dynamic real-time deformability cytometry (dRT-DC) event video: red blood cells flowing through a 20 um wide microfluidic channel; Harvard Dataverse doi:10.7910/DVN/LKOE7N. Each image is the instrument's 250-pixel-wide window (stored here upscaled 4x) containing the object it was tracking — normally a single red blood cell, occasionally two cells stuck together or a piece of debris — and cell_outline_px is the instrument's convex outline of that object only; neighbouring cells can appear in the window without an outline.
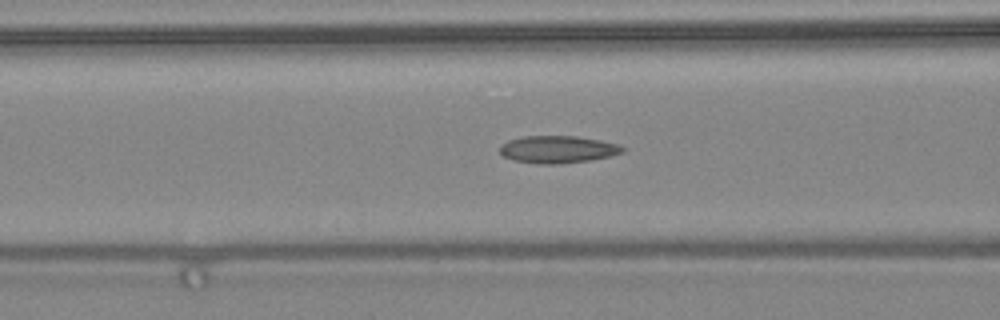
{"species": "common noctule bat (a hibernating species)", "species_latin": "Nyctalus noctula", "temperature_condition": "warm", "stored_images_in_passage": 46, "camera_frame_rate_fps": 3000, "um_per_image_px": 0.085, "animal": {"sex": "female", "body_mass_g": 24.6, "forearm_length_mm": 56.2}, "frame": {"image": 1, "passage_image": 18, "time_ms": 5.667, "image_size_px": [1000, 320], "cell_outline_px": [[628, 148], [624, 152], [612, 156], [592, 160], [560, 164], [536, 164], [512, 160], [504, 156], [500, 152], [500, 148], [508, 140], [524, 136], [576, 136], [600, 140], [620, 144]], "centroid_in_image_um": [47.48, 12.71], "position_along_channel_um": 119.1, "area_um2": 19.83}}
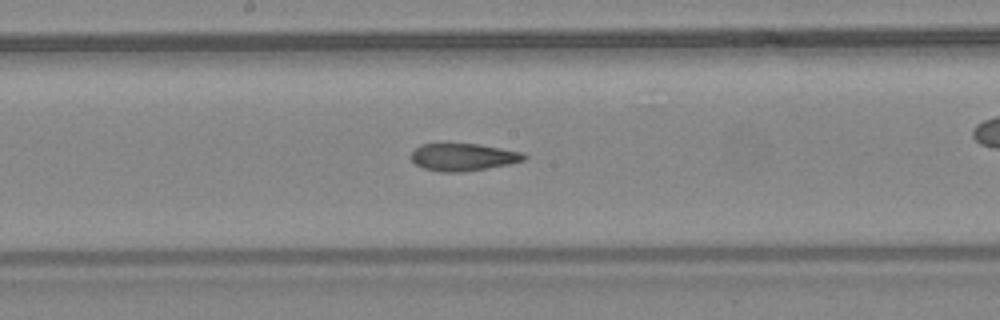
{"frame": {"image": 2, "passage_image": 24, "time_ms": 7.667, "image_size_px": [1000, 320], "cell_outline_px": [[528, 156], [524, 160], [508, 164], [460, 172], [440, 172], [424, 168], [416, 164], [412, 160], [412, 152], [420, 144], [480, 144], [524, 152]], "centroid_in_image_um": [39.39, 13.34], "position_along_channel_um": 208.8, "area_um2": 17.86}}
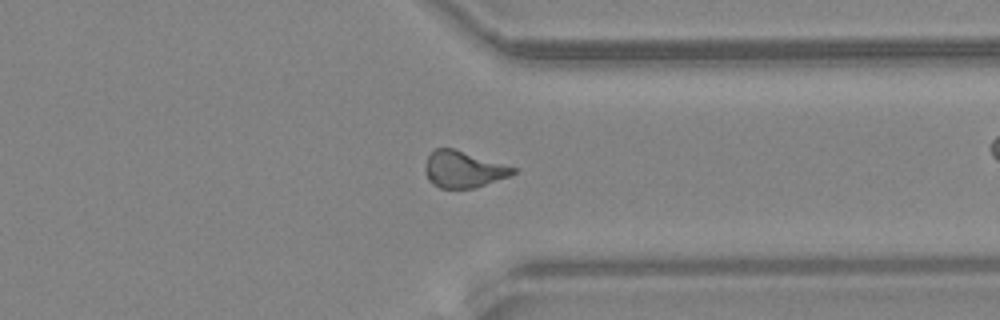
{"frame": {"image": 3, "passage_image": 35, "time_ms": 11.333, "image_size_px": [1000, 320], "cell_outline_px": [[520, 168], [516, 172], [508, 176], [476, 188], [440, 188], [432, 184], [428, 180], [424, 168], [424, 164], [428, 156], [436, 148], [452, 148]], "centroid_in_image_um": [39.4, 14.4], "position_along_channel_um": 372.0, "area_um2": 18.84}, "authors_computed_cell_mechanics": {"area_um2": 18.8428, "velocity_mm_per_s": 4.4749, "shape_relaxation_time_tau1_ms": null, "shape_relaxation_time_tau2_ms": 1.99, "deformation_change_tau1": null, "deformation_change_tau2": 0.1027}}